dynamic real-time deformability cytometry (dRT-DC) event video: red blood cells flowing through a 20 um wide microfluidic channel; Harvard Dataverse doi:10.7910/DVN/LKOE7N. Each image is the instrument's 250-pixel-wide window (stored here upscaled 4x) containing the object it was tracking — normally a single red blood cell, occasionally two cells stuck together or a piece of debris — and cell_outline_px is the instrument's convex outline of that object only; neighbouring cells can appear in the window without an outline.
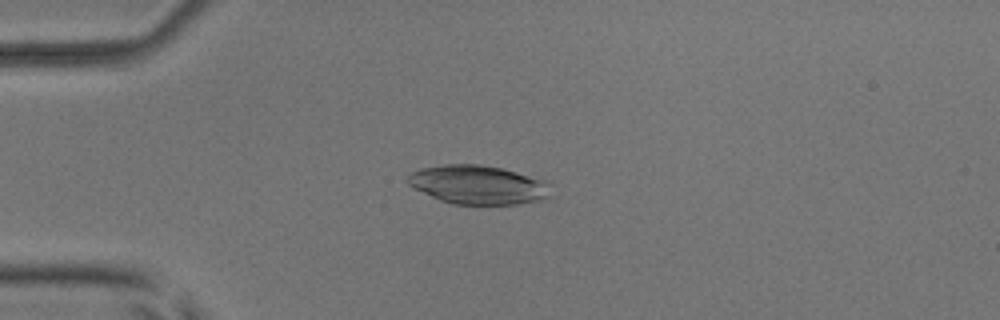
{"species": "common noctule bat (a hibernating species)", "species_latin": "Nyctalus noctula", "temperature_condition": "room temperature", "stored_images_in_passage": 4, "camera_frame_rate_fps": 3000, "um_per_image_px": 0.085, "animal": {"sex": "male", "body_mass_g": 17.9, "forearm_length_mm": 54.2}, "frame": {"image": 1, "passage_image": 3, "time_ms": 2.333, "image_size_px": [1000, 320], "cell_outline_px": [[552, 196], [540, 200], [520, 204], [452, 204], [440, 200], [412, 188], [408, 184], [408, 176], [412, 172], [420, 168], [444, 164], [480, 164], [500, 168], [544, 180], [552, 184]], "centroid_in_image_um": [40.66, 15.71], "position_along_channel_um": 44.3, "area_um2": 32.6}}